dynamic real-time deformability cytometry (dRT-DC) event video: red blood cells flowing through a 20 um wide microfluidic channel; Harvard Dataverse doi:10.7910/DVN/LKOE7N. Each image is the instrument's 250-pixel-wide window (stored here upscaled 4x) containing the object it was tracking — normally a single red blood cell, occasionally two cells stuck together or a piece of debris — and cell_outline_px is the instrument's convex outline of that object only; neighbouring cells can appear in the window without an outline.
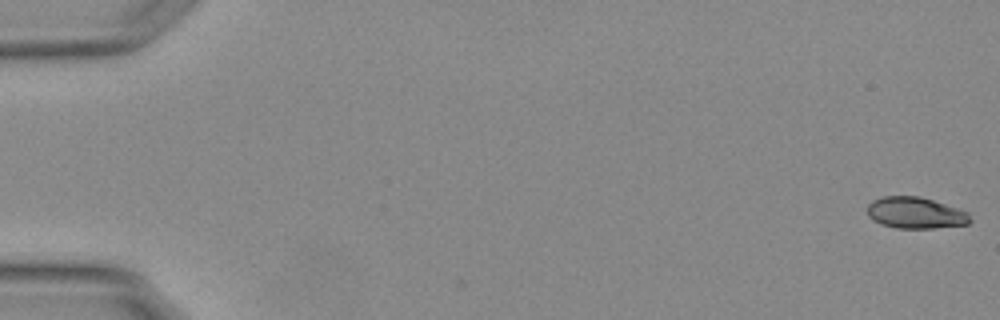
{"species": "Egyptian fruit bat (a non-hibernating species)", "species_latin": "Rousettus aegyptiacus", "temperature_condition": "warm", "stored_images_in_passage": 3, "camera_frame_rate_fps": 3000, "um_per_image_px": 0.085, "animal": {"sex": "female"}, "frame": {"image": 1, "passage_image": 1, "time_ms": 0.0, "image_size_px": [1000, 320], "cell_outline_px": [[972, 220], [968, 224], [932, 228], [896, 228], [880, 224], [872, 220], [868, 216], [868, 204], [872, 200], [880, 196], [920, 196], [968, 212]], "centroid_in_image_um": [77.78, 18.09], "position_along_channel_um": 7.2, "area_um2": 18.84}}